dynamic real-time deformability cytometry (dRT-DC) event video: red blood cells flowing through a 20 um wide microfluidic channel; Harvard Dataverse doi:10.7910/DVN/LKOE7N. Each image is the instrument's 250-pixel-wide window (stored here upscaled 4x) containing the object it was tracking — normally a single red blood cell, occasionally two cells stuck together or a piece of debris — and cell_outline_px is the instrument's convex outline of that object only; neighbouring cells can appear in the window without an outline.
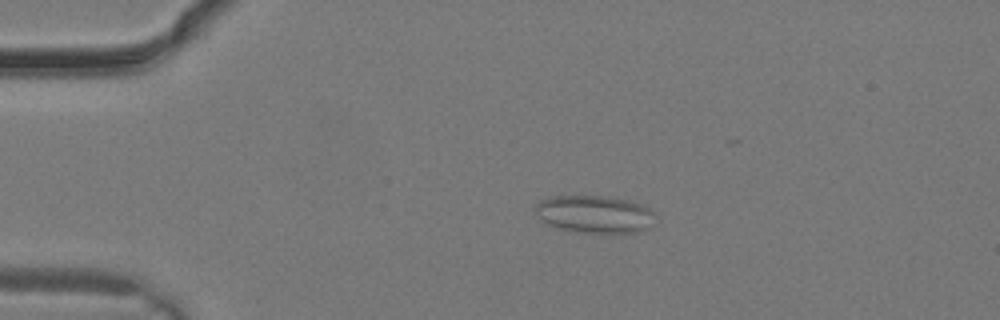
{"species": "common noctule bat (a hibernating species)", "species_latin": "Nyctalus noctula", "temperature_condition": "warm", "stored_images_in_passage": 29, "camera_frame_rate_fps": 3000, "um_per_image_px": 0.085, "animal": {"sex": "male", "body_mass_g": 19.2, "forearm_length_mm": 51.8}, "frame": {"image": 1, "passage_image": 6, "time_ms": 1.667, "image_size_px": [1000, 320], "cell_outline_px": [[656, 212], [648, 228], [640, 232], [576, 232], [560, 228], [548, 224], [536, 212], [536, 204], [540, 200], [552, 196], [600, 196], [632, 200], [644, 204]], "centroid_in_image_um": [50.59, 18.19], "position_along_channel_um": 34.4, "area_um2": 26.07}}
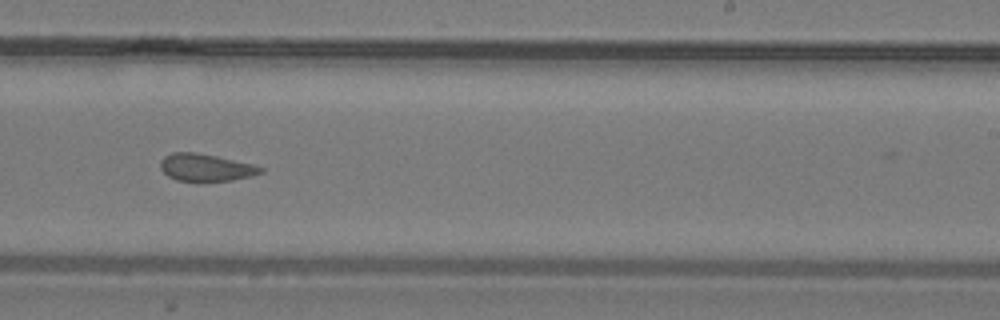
{"frame": {"image": 2, "passage_image": 18, "time_ms": 5.667, "image_size_px": [1000, 320], "cell_outline_px": [[264, 172], [252, 176], [232, 180], [196, 184], [176, 180], [168, 176], [160, 168], [160, 160], [164, 156], [172, 152], [196, 152], [216, 156], [252, 164], [264, 168]], "centroid_in_image_um": [17.46, 14.28], "position_along_channel_um": 271.5, "area_um2": 16.59}}
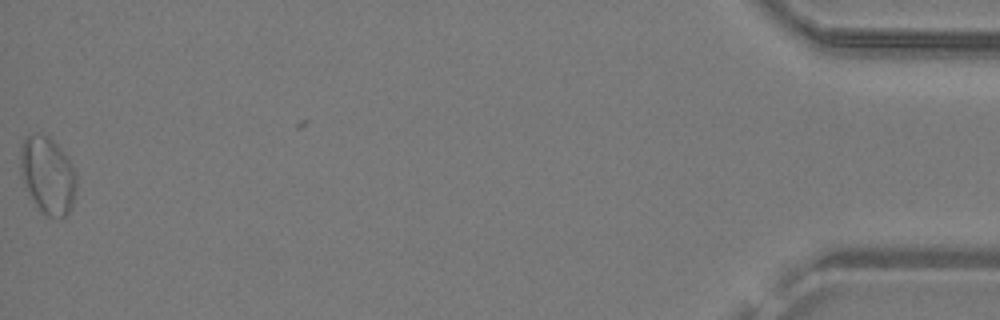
{"frame": {"image": 3, "passage_image": 29, "time_ms": 9.333, "image_size_px": [1000, 320], "cell_outline_px": [[76, 188], [72, 204], [68, 212], [60, 220], [48, 216], [40, 212], [28, 192], [20, 176], [20, 148], [24, 136], [40, 132], [48, 136], [68, 156], [76, 172]], "centroid_in_image_um": [4.04, 14.88], "position_along_channel_um": 431.2, "area_um2": 25.66}}